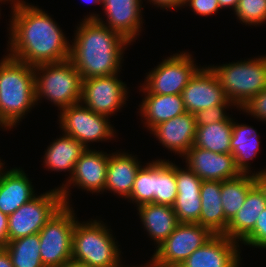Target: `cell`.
Masks as SVG:
<instances>
[{
    "mask_svg": "<svg viewBox=\"0 0 266 267\" xmlns=\"http://www.w3.org/2000/svg\"><path fill=\"white\" fill-rule=\"evenodd\" d=\"M11 2L7 55L35 67L70 57V43L47 11L24 0Z\"/></svg>",
    "mask_w": 266,
    "mask_h": 267,
    "instance_id": "6da1fadb",
    "label": "cell"
},
{
    "mask_svg": "<svg viewBox=\"0 0 266 267\" xmlns=\"http://www.w3.org/2000/svg\"><path fill=\"white\" fill-rule=\"evenodd\" d=\"M82 20L74 31L69 57L82 80L120 73L131 43L96 19Z\"/></svg>",
    "mask_w": 266,
    "mask_h": 267,
    "instance_id": "7a4b0ae2",
    "label": "cell"
},
{
    "mask_svg": "<svg viewBox=\"0 0 266 267\" xmlns=\"http://www.w3.org/2000/svg\"><path fill=\"white\" fill-rule=\"evenodd\" d=\"M4 56L0 60V126L9 131L37 104L34 67Z\"/></svg>",
    "mask_w": 266,
    "mask_h": 267,
    "instance_id": "3957f363",
    "label": "cell"
},
{
    "mask_svg": "<svg viewBox=\"0 0 266 267\" xmlns=\"http://www.w3.org/2000/svg\"><path fill=\"white\" fill-rule=\"evenodd\" d=\"M101 219L79 221L72 233V260L91 267H124L118 241Z\"/></svg>",
    "mask_w": 266,
    "mask_h": 267,
    "instance_id": "277c9868",
    "label": "cell"
},
{
    "mask_svg": "<svg viewBox=\"0 0 266 267\" xmlns=\"http://www.w3.org/2000/svg\"><path fill=\"white\" fill-rule=\"evenodd\" d=\"M257 57L219 66L208 65L217 76L228 100L238 110L266 88V54Z\"/></svg>",
    "mask_w": 266,
    "mask_h": 267,
    "instance_id": "5b68a950",
    "label": "cell"
},
{
    "mask_svg": "<svg viewBox=\"0 0 266 267\" xmlns=\"http://www.w3.org/2000/svg\"><path fill=\"white\" fill-rule=\"evenodd\" d=\"M35 99L48 100L59 110L81 101L82 78L68 59L34 67Z\"/></svg>",
    "mask_w": 266,
    "mask_h": 267,
    "instance_id": "8992f818",
    "label": "cell"
},
{
    "mask_svg": "<svg viewBox=\"0 0 266 267\" xmlns=\"http://www.w3.org/2000/svg\"><path fill=\"white\" fill-rule=\"evenodd\" d=\"M73 209L64 204L39 232L44 267H61L72 260V233L78 219Z\"/></svg>",
    "mask_w": 266,
    "mask_h": 267,
    "instance_id": "52a82bcc",
    "label": "cell"
},
{
    "mask_svg": "<svg viewBox=\"0 0 266 267\" xmlns=\"http://www.w3.org/2000/svg\"><path fill=\"white\" fill-rule=\"evenodd\" d=\"M59 113L58 125L62 133L80 141L86 149L91 142H107L117 136L108 116L91 111L81 102L66 107Z\"/></svg>",
    "mask_w": 266,
    "mask_h": 267,
    "instance_id": "ba28073f",
    "label": "cell"
},
{
    "mask_svg": "<svg viewBox=\"0 0 266 267\" xmlns=\"http://www.w3.org/2000/svg\"><path fill=\"white\" fill-rule=\"evenodd\" d=\"M63 205L62 194L55 187L20 206L8 216V242L39 233Z\"/></svg>",
    "mask_w": 266,
    "mask_h": 267,
    "instance_id": "9c48e42d",
    "label": "cell"
},
{
    "mask_svg": "<svg viewBox=\"0 0 266 267\" xmlns=\"http://www.w3.org/2000/svg\"><path fill=\"white\" fill-rule=\"evenodd\" d=\"M162 59L150 70L141 85L151 94H182L190 79L201 68L188 51Z\"/></svg>",
    "mask_w": 266,
    "mask_h": 267,
    "instance_id": "30bf717a",
    "label": "cell"
},
{
    "mask_svg": "<svg viewBox=\"0 0 266 267\" xmlns=\"http://www.w3.org/2000/svg\"><path fill=\"white\" fill-rule=\"evenodd\" d=\"M120 73L82 80L81 103L91 111L114 116L129 98L127 84L118 78Z\"/></svg>",
    "mask_w": 266,
    "mask_h": 267,
    "instance_id": "8fae6325",
    "label": "cell"
},
{
    "mask_svg": "<svg viewBox=\"0 0 266 267\" xmlns=\"http://www.w3.org/2000/svg\"><path fill=\"white\" fill-rule=\"evenodd\" d=\"M109 154L103 150L86 149L79 160L75 163L74 170L70 178L57 186L62 194L64 204H70V188L77 187L82 191L92 194L104 193L107 178ZM73 186V187H71Z\"/></svg>",
    "mask_w": 266,
    "mask_h": 267,
    "instance_id": "7c38bea8",
    "label": "cell"
},
{
    "mask_svg": "<svg viewBox=\"0 0 266 267\" xmlns=\"http://www.w3.org/2000/svg\"><path fill=\"white\" fill-rule=\"evenodd\" d=\"M214 234L198 223H179L170 236L156 247L152 257L168 267H179L190 254Z\"/></svg>",
    "mask_w": 266,
    "mask_h": 267,
    "instance_id": "4fadbf2b",
    "label": "cell"
},
{
    "mask_svg": "<svg viewBox=\"0 0 266 267\" xmlns=\"http://www.w3.org/2000/svg\"><path fill=\"white\" fill-rule=\"evenodd\" d=\"M142 4V0H102L103 15L107 19L93 12L86 15L87 17L84 16V19H96L132 43L142 31L144 23Z\"/></svg>",
    "mask_w": 266,
    "mask_h": 267,
    "instance_id": "5bb4252c",
    "label": "cell"
},
{
    "mask_svg": "<svg viewBox=\"0 0 266 267\" xmlns=\"http://www.w3.org/2000/svg\"><path fill=\"white\" fill-rule=\"evenodd\" d=\"M181 95L185 110L190 114L219 104H233L225 95L217 76L207 65L194 74Z\"/></svg>",
    "mask_w": 266,
    "mask_h": 267,
    "instance_id": "9a60e30c",
    "label": "cell"
},
{
    "mask_svg": "<svg viewBox=\"0 0 266 267\" xmlns=\"http://www.w3.org/2000/svg\"><path fill=\"white\" fill-rule=\"evenodd\" d=\"M182 158L185 166L203 181H224L241 174L231 153L219 154L192 146Z\"/></svg>",
    "mask_w": 266,
    "mask_h": 267,
    "instance_id": "2e32d148",
    "label": "cell"
},
{
    "mask_svg": "<svg viewBox=\"0 0 266 267\" xmlns=\"http://www.w3.org/2000/svg\"><path fill=\"white\" fill-rule=\"evenodd\" d=\"M240 244L226 235H213L179 267H240Z\"/></svg>",
    "mask_w": 266,
    "mask_h": 267,
    "instance_id": "e0dca14e",
    "label": "cell"
},
{
    "mask_svg": "<svg viewBox=\"0 0 266 267\" xmlns=\"http://www.w3.org/2000/svg\"><path fill=\"white\" fill-rule=\"evenodd\" d=\"M2 161L3 159L0 160V211L9 216L38 194L23 168L7 169Z\"/></svg>",
    "mask_w": 266,
    "mask_h": 267,
    "instance_id": "ac0fdd59",
    "label": "cell"
},
{
    "mask_svg": "<svg viewBox=\"0 0 266 267\" xmlns=\"http://www.w3.org/2000/svg\"><path fill=\"white\" fill-rule=\"evenodd\" d=\"M177 196L173 207L179 223H198L201 213L200 179L187 166L175 164Z\"/></svg>",
    "mask_w": 266,
    "mask_h": 267,
    "instance_id": "d6986e66",
    "label": "cell"
},
{
    "mask_svg": "<svg viewBox=\"0 0 266 267\" xmlns=\"http://www.w3.org/2000/svg\"><path fill=\"white\" fill-rule=\"evenodd\" d=\"M150 133L170 152L183 157L194 144L195 115L185 112L155 126Z\"/></svg>",
    "mask_w": 266,
    "mask_h": 267,
    "instance_id": "ffe728a7",
    "label": "cell"
},
{
    "mask_svg": "<svg viewBox=\"0 0 266 267\" xmlns=\"http://www.w3.org/2000/svg\"><path fill=\"white\" fill-rule=\"evenodd\" d=\"M139 87L144 98L137 113L143 118L141 121L147 130L151 131L158 124L186 112L181 94H151L142 85Z\"/></svg>",
    "mask_w": 266,
    "mask_h": 267,
    "instance_id": "44dd1931",
    "label": "cell"
},
{
    "mask_svg": "<svg viewBox=\"0 0 266 267\" xmlns=\"http://www.w3.org/2000/svg\"><path fill=\"white\" fill-rule=\"evenodd\" d=\"M128 152L117 151L109 153L107 178L105 184V192L107 190L117 195V197L125 198L130 196L134 186L135 177L142 162Z\"/></svg>",
    "mask_w": 266,
    "mask_h": 267,
    "instance_id": "7402d4cb",
    "label": "cell"
},
{
    "mask_svg": "<svg viewBox=\"0 0 266 267\" xmlns=\"http://www.w3.org/2000/svg\"><path fill=\"white\" fill-rule=\"evenodd\" d=\"M137 210L144 231L155 247L163 243L179 224L172 206L147 203L138 206Z\"/></svg>",
    "mask_w": 266,
    "mask_h": 267,
    "instance_id": "603a6c76",
    "label": "cell"
},
{
    "mask_svg": "<svg viewBox=\"0 0 266 267\" xmlns=\"http://www.w3.org/2000/svg\"><path fill=\"white\" fill-rule=\"evenodd\" d=\"M266 208L263 192L255 184L247 193L244 204L229 222L224 235L241 243L254 229L259 214Z\"/></svg>",
    "mask_w": 266,
    "mask_h": 267,
    "instance_id": "cb8c5ba5",
    "label": "cell"
},
{
    "mask_svg": "<svg viewBox=\"0 0 266 267\" xmlns=\"http://www.w3.org/2000/svg\"><path fill=\"white\" fill-rule=\"evenodd\" d=\"M86 147L75 138L62 133L59 138L51 142L42 157L44 168L54 172H69L70 178L73 173L75 163L79 160Z\"/></svg>",
    "mask_w": 266,
    "mask_h": 267,
    "instance_id": "d4e9b609",
    "label": "cell"
},
{
    "mask_svg": "<svg viewBox=\"0 0 266 267\" xmlns=\"http://www.w3.org/2000/svg\"><path fill=\"white\" fill-rule=\"evenodd\" d=\"M222 181H202L199 224L214 235H224L229 222L225 219L221 200Z\"/></svg>",
    "mask_w": 266,
    "mask_h": 267,
    "instance_id": "484cf974",
    "label": "cell"
},
{
    "mask_svg": "<svg viewBox=\"0 0 266 267\" xmlns=\"http://www.w3.org/2000/svg\"><path fill=\"white\" fill-rule=\"evenodd\" d=\"M233 119L231 136V154L234 157L236 168L241 174H254L249 161L256 158L260 151L259 133L250 125L240 124Z\"/></svg>",
    "mask_w": 266,
    "mask_h": 267,
    "instance_id": "4316f807",
    "label": "cell"
},
{
    "mask_svg": "<svg viewBox=\"0 0 266 267\" xmlns=\"http://www.w3.org/2000/svg\"><path fill=\"white\" fill-rule=\"evenodd\" d=\"M233 118L196 126V134L193 146L200 147L215 153H231Z\"/></svg>",
    "mask_w": 266,
    "mask_h": 267,
    "instance_id": "83f0119b",
    "label": "cell"
},
{
    "mask_svg": "<svg viewBox=\"0 0 266 267\" xmlns=\"http://www.w3.org/2000/svg\"><path fill=\"white\" fill-rule=\"evenodd\" d=\"M152 160L153 203L173 206L177 196L175 162Z\"/></svg>",
    "mask_w": 266,
    "mask_h": 267,
    "instance_id": "f1b7e54d",
    "label": "cell"
},
{
    "mask_svg": "<svg viewBox=\"0 0 266 267\" xmlns=\"http://www.w3.org/2000/svg\"><path fill=\"white\" fill-rule=\"evenodd\" d=\"M255 185L254 174H240L224 180L221 185V200L225 219L230 222L245 202L248 191Z\"/></svg>",
    "mask_w": 266,
    "mask_h": 267,
    "instance_id": "f546056e",
    "label": "cell"
},
{
    "mask_svg": "<svg viewBox=\"0 0 266 267\" xmlns=\"http://www.w3.org/2000/svg\"><path fill=\"white\" fill-rule=\"evenodd\" d=\"M4 249L13 267H44L40 256L39 233L9 241Z\"/></svg>",
    "mask_w": 266,
    "mask_h": 267,
    "instance_id": "4dcf8cb0",
    "label": "cell"
},
{
    "mask_svg": "<svg viewBox=\"0 0 266 267\" xmlns=\"http://www.w3.org/2000/svg\"><path fill=\"white\" fill-rule=\"evenodd\" d=\"M145 164L137 172L133 189L130 196L126 199L130 203H135L136 207L153 203L152 161Z\"/></svg>",
    "mask_w": 266,
    "mask_h": 267,
    "instance_id": "1f68e13d",
    "label": "cell"
},
{
    "mask_svg": "<svg viewBox=\"0 0 266 267\" xmlns=\"http://www.w3.org/2000/svg\"><path fill=\"white\" fill-rule=\"evenodd\" d=\"M233 12L241 24L261 26L266 23V0H239Z\"/></svg>",
    "mask_w": 266,
    "mask_h": 267,
    "instance_id": "d6a6232c",
    "label": "cell"
},
{
    "mask_svg": "<svg viewBox=\"0 0 266 267\" xmlns=\"http://www.w3.org/2000/svg\"><path fill=\"white\" fill-rule=\"evenodd\" d=\"M232 106L235 109L236 106L234 104H219L214 107L199 110L197 113L194 114L196 126L208 125L211 123H218L228 120L232 116H229L226 110H228Z\"/></svg>",
    "mask_w": 266,
    "mask_h": 267,
    "instance_id": "836d02e7",
    "label": "cell"
},
{
    "mask_svg": "<svg viewBox=\"0 0 266 267\" xmlns=\"http://www.w3.org/2000/svg\"><path fill=\"white\" fill-rule=\"evenodd\" d=\"M242 244L266 250V208L259 214L253 231L241 242V246Z\"/></svg>",
    "mask_w": 266,
    "mask_h": 267,
    "instance_id": "e575fe53",
    "label": "cell"
},
{
    "mask_svg": "<svg viewBox=\"0 0 266 267\" xmlns=\"http://www.w3.org/2000/svg\"><path fill=\"white\" fill-rule=\"evenodd\" d=\"M239 110L248 113L258 121L266 122V88L254 95Z\"/></svg>",
    "mask_w": 266,
    "mask_h": 267,
    "instance_id": "d590c367",
    "label": "cell"
},
{
    "mask_svg": "<svg viewBox=\"0 0 266 267\" xmlns=\"http://www.w3.org/2000/svg\"><path fill=\"white\" fill-rule=\"evenodd\" d=\"M185 6L191 7L196 15L211 16L221 9L218 0H185Z\"/></svg>",
    "mask_w": 266,
    "mask_h": 267,
    "instance_id": "8d00e7d4",
    "label": "cell"
},
{
    "mask_svg": "<svg viewBox=\"0 0 266 267\" xmlns=\"http://www.w3.org/2000/svg\"><path fill=\"white\" fill-rule=\"evenodd\" d=\"M145 1V0H144ZM150 2V5L160 7V9L168 10H179V8L184 7L185 0H147V3Z\"/></svg>",
    "mask_w": 266,
    "mask_h": 267,
    "instance_id": "74e56055",
    "label": "cell"
},
{
    "mask_svg": "<svg viewBox=\"0 0 266 267\" xmlns=\"http://www.w3.org/2000/svg\"><path fill=\"white\" fill-rule=\"evenodd\" d=\"M8 242V216L0 211V249Z\"/></svg>",
    "mask_w": 266,
    "mask_h": 267,
    "instance_id": "f35d334b",
    "label": "cell"
},
{
    "mask_svg": "<svg viewBox=\"0 0 266 267\" xmlns=\"http://www.w3.org/2000/svg\"><path fill=\"white\" fill-rule=\"evenodd\" d=\"M254 175H255V184L263 192L265 200H266V168L254 172Z\"/></svg>",
    "mask_w": 266,
    "mask_h": 267,
    "instance_id": "ab89813d",
    "label": "cell"
},
{
    "mask_svg": "<svg viewBox=\"0 0 266 267\" xmlns=\"http://www.w3.org/2000/svg\"><path fill=\"white\" fill-rule=\"evenodd\" d=\"M0 267H13L10 256L4 248L0 249Z\"/></svg>",
    "mask_w": 266,
    "mask_h": 267,
    "instance_id": "60d3db41",
    "label": "cell"
},
{
    "mask_svg": "<svg viewBox=\"0 0 266 267\" xmlns=\"http://www.w3.org/2000/svg\"><path fill=\"white\" fill-rule=\"evenodd\" d=\"M221 9L232 8L234 11L239 3V0H218Z\"/></svg>",
    "mask_w": 266,
    "mask_h": 267,
    "instance_id": "b9f144b4",
    "label": "cell"
},
{
    "mask_svg": "<svg viewBox=\"0 0 266 267\" xmlns=\"http://www.w3.org/2000/svg\"><path fill=\"white\" fill-rule=\"evenodd\" d=\"M127 267H131L130 265H128ZM132 267H168L165 266L164 264L158 263L153 257H150V260L144 265L141 264L140 266H132Z\"/></svg>",
    "mask_w": 266,
    "mask_h": 267,
    "instance_id": "7bdbcfd3",
    "label": "cell"
},
{
    "mask_svg": "<svg viewBox=\"0 0 266 267\" xmlns=\"http://www.w3.org/2000/svg\"><path fill=\"white\" fill-rule=\"evenodd\" d=\"M61 267H91V266L81 264V263L71 260L68 263H65L64 265H62Z\"/></svg>",
    "mask_w": 266,
    "mask_h": 267,
    "instance_id": "ee69618b",
    "label": "cell"
},
{
    "mask_svg": "<svg viewBox=\"0 0 266 267\" xmlns=\"http://www.w3.org/2000/svg\"><path fill=\"white\" fill-rule=\"evenodd\" d=\"M84 2H87V3H93V4H99L101 5L102 3V0H84Z\"/></svg>",
    "mask_w": 266,
    "mask_h": 267,
    "instance_id": "f6af8a7d",
    "label": "cell"
},
{
    "mask_svg": "<svg viewBox=\"0 0 266 267\" xmlns=\"http://www.w3.org/2000/svg\"><path fill=\"white\" fill-rule=\"evenodd\" d=\"M0 2H1V4H2V2H3V4H5L4 2V0H0ZM1 9V8H0ZM0 15H1V10H0Z\"/></svg>",
    "mask_w": 266,
    "mask_h": 267,
    "instance_id": "bcb514c9",
    "label": "cell"
}]
</instances>
